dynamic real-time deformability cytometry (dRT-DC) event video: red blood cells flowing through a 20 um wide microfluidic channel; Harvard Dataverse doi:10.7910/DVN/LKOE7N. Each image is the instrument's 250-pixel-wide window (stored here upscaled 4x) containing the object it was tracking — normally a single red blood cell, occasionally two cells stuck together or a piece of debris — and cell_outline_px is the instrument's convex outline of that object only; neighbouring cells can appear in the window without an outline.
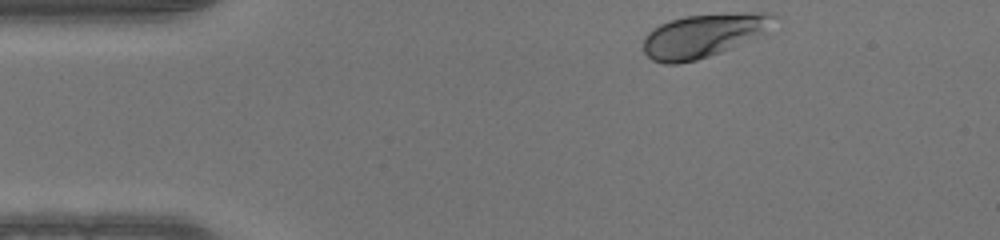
{"species": "human", "species_latin": "Homo sapiens", "temperature_condition": "warm", "stored_images_in_passage": 35, "camera_frame_rate_fps": 3000, "um_per_image_px": 0.085, "donor": {"sex": "male"}, "frame": {"image": 1, "passage_image": 1, "time_ms": 0.0, "image_size_px": [1000, 240], "cell_outline_px": [[780, 16], [764, 32], [720, 52], [696, 60], [680, 64], [664, 64], [652, 60], [644, 52], [644, 36], [652, 28], [660, 24], [684, 16], [740, 12], [768, 12]], "centroid_in_image_um": [59.77, 3.0], "position_along_channel_um": 25.2, "area_um2": 32.89}}
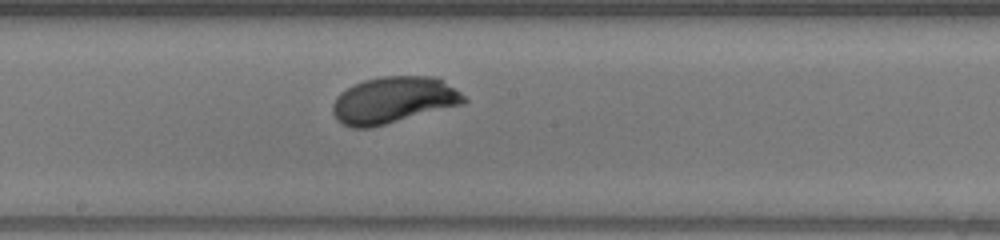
{"frame": {"image": 2, "passage_image": 20, "time_ms": 6.333, "image_size_px": [1000, 240], "cell_outline_px": [[468, 100], [464, 104], [372, 128], [352, 128], [340, 124], [336, 120], [332, 112], [332, 104], [336, 96], [340, 92], [364, 80], [380, 76], [432, 76], [440, 80], [460, 92]], "centroid_in_image_um": [33.4, 8.53], "position_along_channel_um": 214.8, "area_um2": 35.78}}
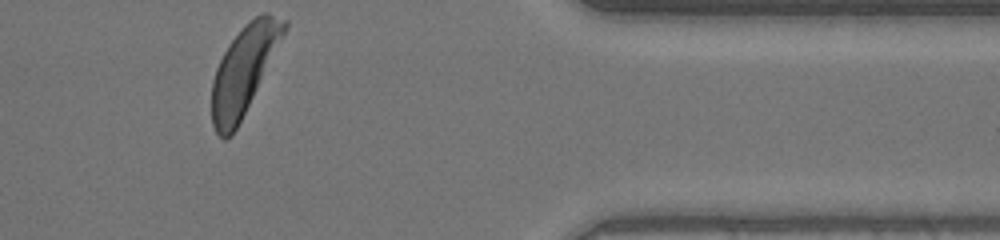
{"frame": {"image": 3, "passage_image": 35, "time_ms": 11.333, "image_size_px": [1000, 240], "cell_outline_px": [[288, 28], [232, 136], [224, 140], [216, 132], [212, 124], [212, 80], [216, 68], [228, 44], [260, 12], [268, 12], [288, 20]], "centroid_in_image_um": [20.74, 5.95], "position_along_channel_um": 390.7, "area_um2": 36.24}}